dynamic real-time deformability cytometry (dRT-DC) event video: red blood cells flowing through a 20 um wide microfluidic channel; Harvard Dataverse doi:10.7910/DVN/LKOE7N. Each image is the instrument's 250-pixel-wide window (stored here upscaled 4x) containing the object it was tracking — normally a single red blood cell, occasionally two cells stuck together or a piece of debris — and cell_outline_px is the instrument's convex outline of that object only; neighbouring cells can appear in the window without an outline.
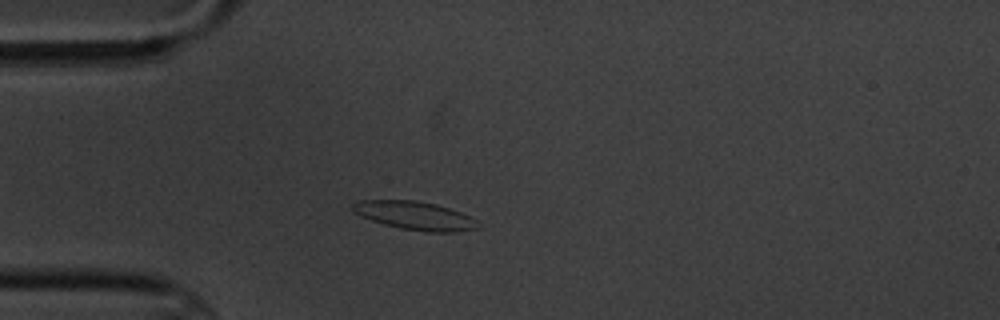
{"species": "common noctule bat (a hibernating species)", "species_latin": "Nyctalus noctula", "temperature_condition": "cold", "stored_images_in_passage": 3, "camera_frame_rate_fps": 3000, "um_per_image_px": 0.085, "animal": {"sex": "male", "body_mass_g": 20.1, "forearm_length_mm": 53.5}, "frame": {"image": 1, "passage_image": 3, "time_ms": 2.0, "image_size_px": [1000, 320], "cell_outline_px": [[476, 228], [456, 232], [424, 232], [400, 228], [384, 224], [360, 216], [352, 212], [348, 208], [352, 204], [360, 200], [416, 200], [436, 204], [472, 216], [476, 220]], "centroid_in_image_um": [35.2, 18.32], "position_along_channel_um": 49.8, "area_um2": 20.81}}